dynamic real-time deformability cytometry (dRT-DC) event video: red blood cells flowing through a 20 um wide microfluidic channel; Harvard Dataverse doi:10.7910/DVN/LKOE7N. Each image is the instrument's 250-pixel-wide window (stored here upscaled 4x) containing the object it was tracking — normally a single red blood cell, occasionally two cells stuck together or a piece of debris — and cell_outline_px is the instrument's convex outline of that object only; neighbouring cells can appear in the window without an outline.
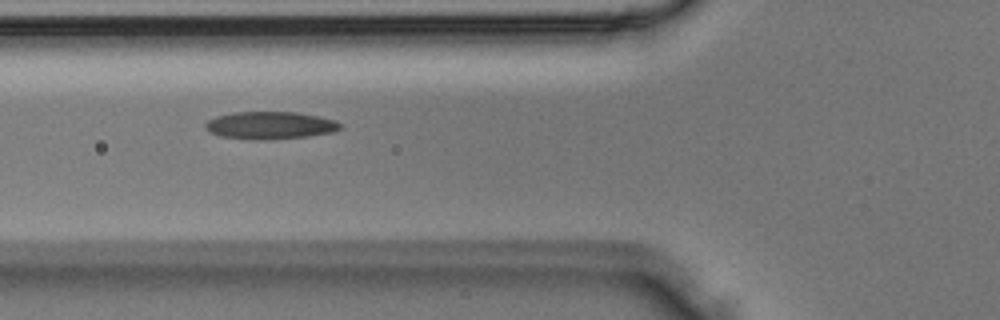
{"species": "Egyptian fruit bat (a non-hibernating species)", "species_latin": "Rousettus aegyptiacus", "temperature_condition": "room temperature", "stored_images_in_passage": 3, "camera_frame_rate_fps": 3000, "um_per_image_px": 0.085, "animal": {"sex": "male"}, "frame": {"image": 1, "passage_image": 2, "time_ms": 0.333, "image_size_px": [1000, 320], "cell_outline_px": [[344, 124], [340, 128], [332, 132], [308, 136], [260, 140], [256, 140], [220, 136], [208, 132], [204, 128], [204, 124], [208, 120], [216, 116], [232, 112], [296, 112], [336, 120]], "centroid_in_image_um": [22.92, 10.65], "position_along_channel_um": 102.9, "area_um2": 21.68}}
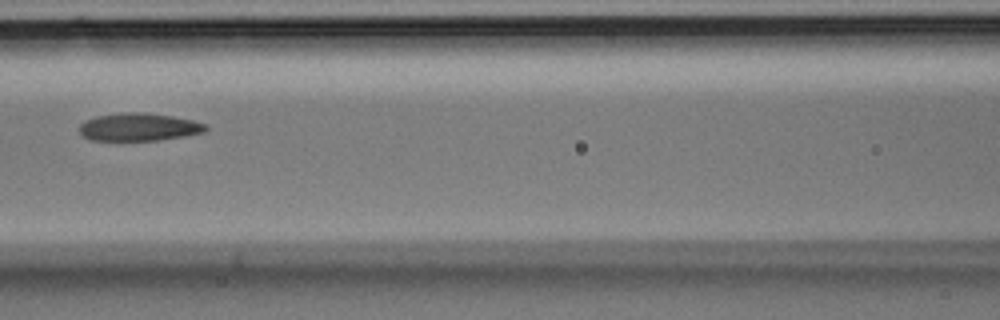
{"frame": {"image": 2, "passage_image": 3, "time_ms": 0.667, "image_size_px": [1000, 320], "cell_outline_px": [[208, 128], [204, 132], [184, 136], [160, 140], [92, 140], [80, 136], [80, 124], [96, 116], [132, 112], [136, 112], [172, 116], [192, 120], [208, 124]], "centroid_in_image_um": [11.82, 10.81], "position_along_channel_um": 154.8, "area_um2": 20.23}}